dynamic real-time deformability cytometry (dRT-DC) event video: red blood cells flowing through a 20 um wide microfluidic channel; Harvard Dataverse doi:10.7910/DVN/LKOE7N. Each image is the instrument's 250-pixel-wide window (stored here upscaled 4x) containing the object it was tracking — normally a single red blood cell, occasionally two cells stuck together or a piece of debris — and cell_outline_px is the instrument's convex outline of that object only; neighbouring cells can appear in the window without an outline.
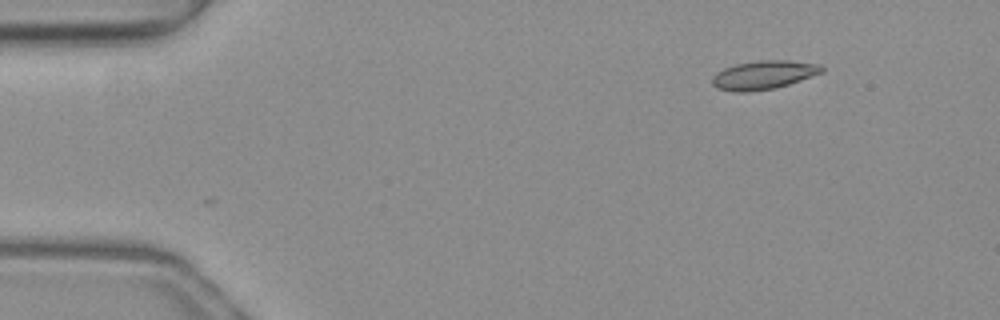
{"species": "common noctule bat (a hibernating species)", "species_latin": "Nyctalus noctula", "temperature_condition": "warm", "stored_images_in_passage": 35, "camera_frame_rate_fps": 3000, "um_per_image_px": 0.085, "animal": {"sex": "female", "body_mass_g": 19.3, "forearm_length_mm": 54.1}, "frame": {"image": 1, "passage_image": 1, "time_ms": 0.0, "image_size_px": [1000, 320], "cell_outline_px": [[824, 72], [776, 88], [748, 92], [736, 92], [716, 88], [712, 84], [712, 76], [716, 72], [724, 68], [736, 64], [760, 60], [788, 60], [820, 64], [824, 68]], "centroid_in_image_um": [64.9, 6.37], "position_along_channel_um": 20.1, "area_um2": 18.38}}
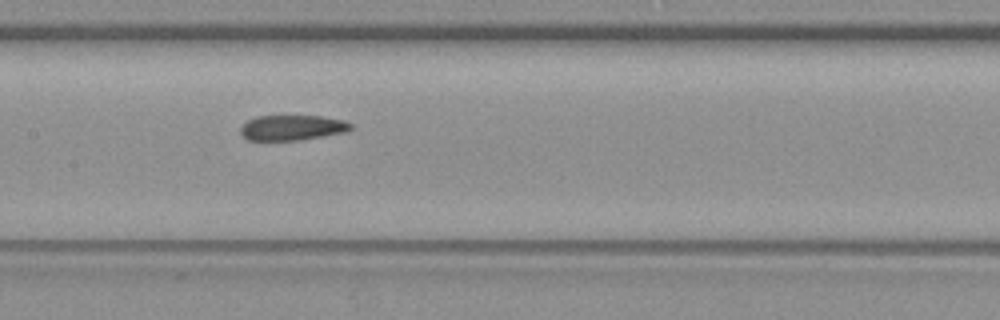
{"frame": {"image": 2, "passage_image": 20, "time_ms": 6.333, "image_size_px": [1000, 320], "cell_outline_px": [[352, 128], [348, 132], [300, 140], [248, 140], [240, 132], [240, 128], [248, 120], [256, 116], [320, 116], [344, 120], [352, 124]], "centroid_in_image_um": [24.87, 10.85], "position_along_channel_um": 182.5, "area_um2": 16.24}}
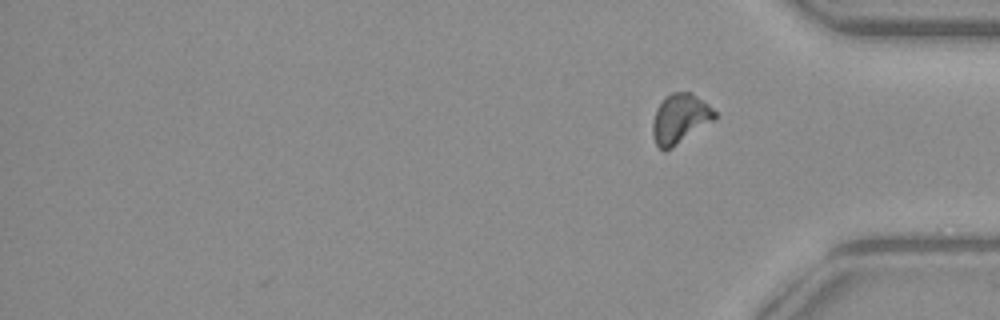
{"frame": {"image": 3, "passage_image": 35, "time_ms": 11.333, "image_size_px": [1000, 320], "cell_outline_px": [[716, 120], [672, 148], [664, 152], [656, 144], [652, 136], [652, 124], [656, 108], [664, 96], [672, 92], [692, 92], [708, 104], [716, 112]], "centroid_in_image_um": [57.8, 10.09], "position_along_channel_um": 377.4, "area_um2": 18.32}, "authors_computed_cell_mechanics": {"area_um2": 17.5134, "velocity_mm_per_s": 4.0222, "shape_relaxation_time_tau1_ms": null, "shape_relaxation_time_tau2_ms": 6.9866, "deformation_change_tau1": null, "deformation_change_tau2": 0.1651}}